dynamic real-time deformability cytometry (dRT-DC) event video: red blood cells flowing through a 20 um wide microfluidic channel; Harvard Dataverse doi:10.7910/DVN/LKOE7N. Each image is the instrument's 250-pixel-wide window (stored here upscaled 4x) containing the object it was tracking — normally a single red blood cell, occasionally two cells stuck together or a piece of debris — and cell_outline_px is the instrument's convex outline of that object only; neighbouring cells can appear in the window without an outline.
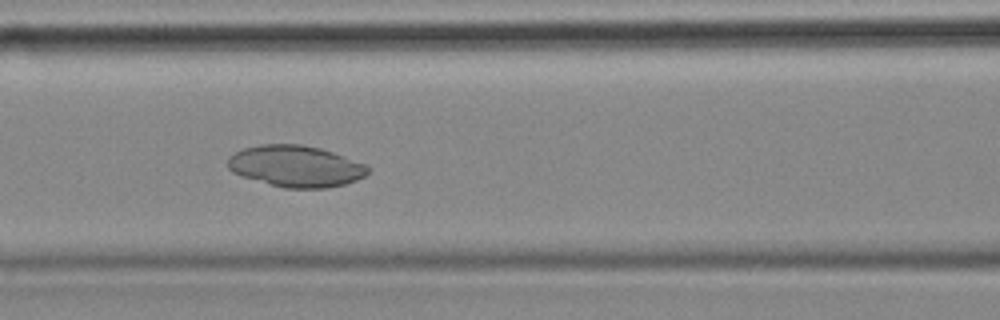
{"species": "common noctule bat (a hibernating species)", "species_latin": "Nyctalus noctula", "temperature_condition": "cold", "stored_images_in_passage": 57, "camera_frame_rate_fps": 3000, "um_per_image_px": 0.085, "animal": {"sex": "female", "body_mass_g": 18.4}, "frame": {"image": 1, "passage_image": 24, "time_ms": 7.667, "image_size_px": [1000, 320], "cell_outline_px": [[368, 172], [364, 176], [356, 180], [344, 184], [328, 188], [284, 188], [244, 176], [232, 172], [228, 168], [228, 160], [236, 152], [244, 148], [260, 144], [300, 144], [320, 148], [368, 164]], "centroid_in_image_um": [25.17, 14.12], "position_along_channel_um": 141.4, "area_um2": 33.58}}
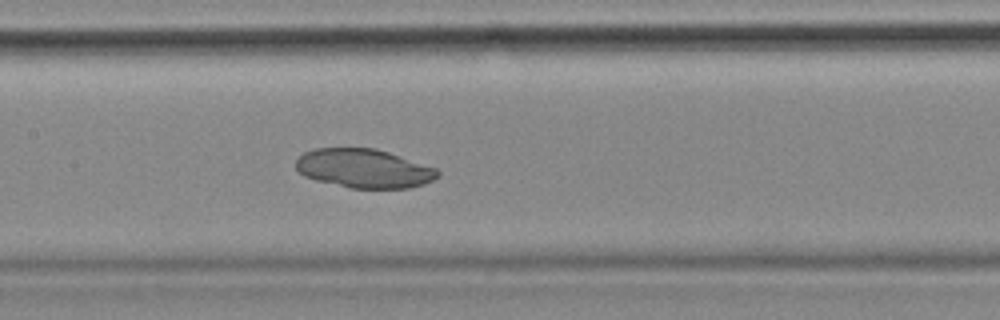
{"frame": {"image": 2, "passage_image": 27, "time_ms": 8.667, "image_size_px": [1000, 320], "cell_outline_px": [[440, 176], [424, 184], [408, 188], [348, 188], [316, 180], [304, 176], [296, 168], [296, 160], [304, 152], [316, 148], [376, 148], [436, 168], [440, 172]], "centroid_in_image_um": [30.93, 14.32], "position_along_channel_um": 176.5, "area_um2": 32.14}}
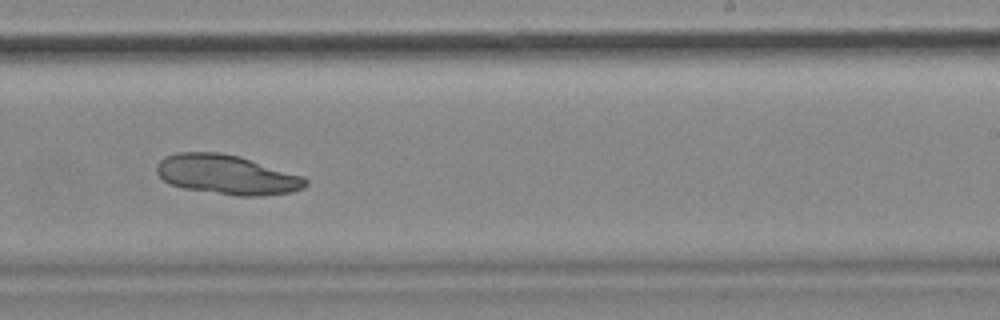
{"frame": {"image": 3, "passage_image": 35, "time_ms": 11.333, "image_size_px": [1000, 320], "cell_outline_px": [[308, 184], [304, 188], [292, 192], [260, 196], [240, 196], [184, 188], [168, 184], [156, 172], [156, 164], [164, 156], [176, 152], [220, 152], [240, 156], [304, 176], [308, 180]], "centroid_in_image_um": [19.29, 14.84], "position_along_channel_um": 269.7, "area_um2": 34.56}}